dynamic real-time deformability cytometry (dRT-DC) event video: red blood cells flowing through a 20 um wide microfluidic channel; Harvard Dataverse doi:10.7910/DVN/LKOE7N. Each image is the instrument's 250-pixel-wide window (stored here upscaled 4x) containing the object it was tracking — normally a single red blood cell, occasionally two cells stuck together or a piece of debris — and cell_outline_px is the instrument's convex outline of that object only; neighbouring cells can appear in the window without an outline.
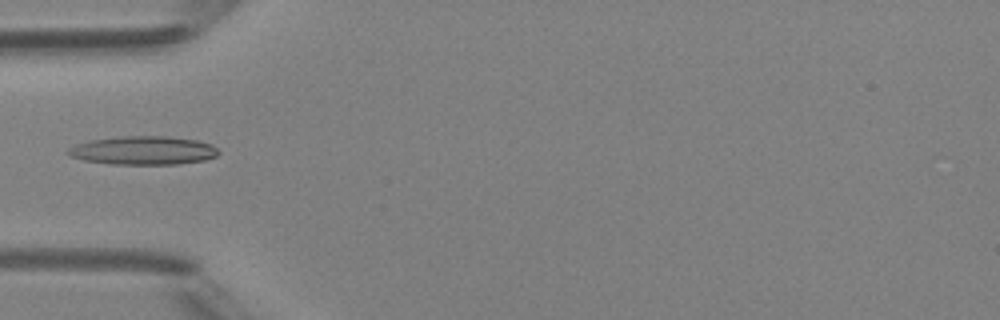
{"species": "Egyptian fruit bat (a non-hibernating species)", "species_latin": "Rousettus aegyptiacus", "temperature_condition": "room temperature", "stored_images_in_passage": 4, "camera_frame_rate_fps": 3000, "um_per_image_px": 0.085, "animal": {"sex": "female"}, "frame": {"image": 1, "passage_image": 4, "time_ms": 4.333, "image_size_px": [1000, 320], "cell_outline_px": [[220, 152], [216, 156], [204, 160], [176, 164], [112, 164], [84, 160], [68, 156], [64, 152], [68, 148], [76, 144], [88, 140], [120, 136], [168, 136], [196, 140], [212, 144]], "centroid_in_image_um": [12.13, 12.78], "position_along_channel_um": 72.9, "area_um2": 25.2}}